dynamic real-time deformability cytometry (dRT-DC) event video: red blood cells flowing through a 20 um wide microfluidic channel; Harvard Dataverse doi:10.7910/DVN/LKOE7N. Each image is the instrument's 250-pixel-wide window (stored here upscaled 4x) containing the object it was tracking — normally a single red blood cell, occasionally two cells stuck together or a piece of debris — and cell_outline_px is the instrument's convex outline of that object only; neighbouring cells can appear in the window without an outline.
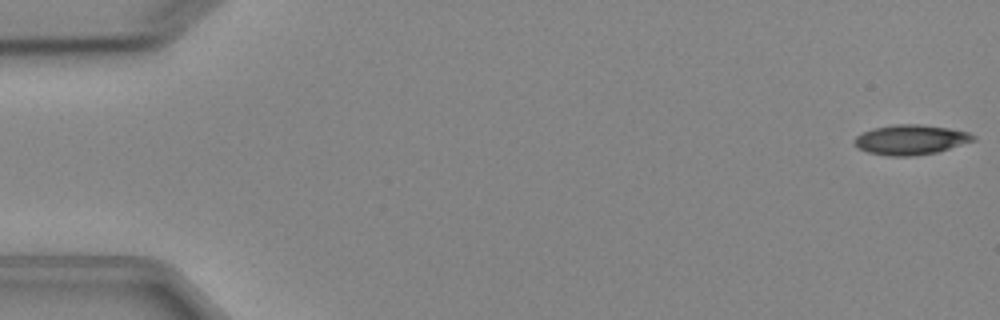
{"species": "Egyptian fruit bat (a non-hibernating species)", "species_latin": "Rousettus aegyptiacus", "temperature_condition": "cold", "stored_images_in_passage": 5, "camera_frame_rate_fps": 3000, "um_per_image_px": 0.085, "animal": {"sex": "female"}, "frame": {"image": 1, "passage_image": 1, "time_ms": 0.0, "image_size_px": [1000, 320], "cell_outline_px": [[976, 140], [936, 152], [916, 156], [888, 156], [868, 152], [856, 148], [852, 144], [852, 140], [856, 136], [872, 128], [896, 124], [920, 124], [948, 128], [968, 132], [976, 136]], "centroid_in_image_um": [77.36, 11.88], "position_along_channel_um": 7.6, "area_um2": 20.87}}